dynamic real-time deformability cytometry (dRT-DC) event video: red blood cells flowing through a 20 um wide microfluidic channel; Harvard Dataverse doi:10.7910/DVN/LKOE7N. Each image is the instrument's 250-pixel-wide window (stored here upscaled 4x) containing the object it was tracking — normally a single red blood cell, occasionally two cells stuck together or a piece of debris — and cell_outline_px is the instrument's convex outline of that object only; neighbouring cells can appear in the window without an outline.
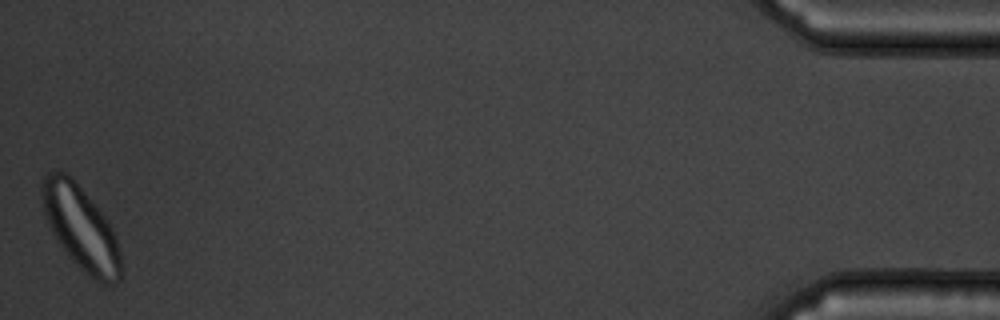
{"species": "common noctule bat (a hibernating species)", "species_latin": "Nyctalus noctula", "temperature_condition": "warm", "stored_images_in_passage": 45, "camera_frame_rate_fps": 3000, "um_per_image_px": 0.085, "animal": {"sex": "male", "body_mass_g": 19.5, "forearm_length_mm": 54.6}, "frame": {"image": 1, "passage_image": 45, "time_ms": 14.667, "image_size_px": [1000, 320], "cell_outline_px": [[120, 280], [112, 284], [104, 284], [88, 276], [68, 256], [60, 244], [44, 216], [40, 192], [40, 184], [44, 176], [48, 172], [68, 172], [72, 176], [108, 220], [116, 236], [120, 252]], "centroid_in_image_um": [6.85, 19.33], "position_along_channel_um": 428.3, "area_um2": 38.61}}